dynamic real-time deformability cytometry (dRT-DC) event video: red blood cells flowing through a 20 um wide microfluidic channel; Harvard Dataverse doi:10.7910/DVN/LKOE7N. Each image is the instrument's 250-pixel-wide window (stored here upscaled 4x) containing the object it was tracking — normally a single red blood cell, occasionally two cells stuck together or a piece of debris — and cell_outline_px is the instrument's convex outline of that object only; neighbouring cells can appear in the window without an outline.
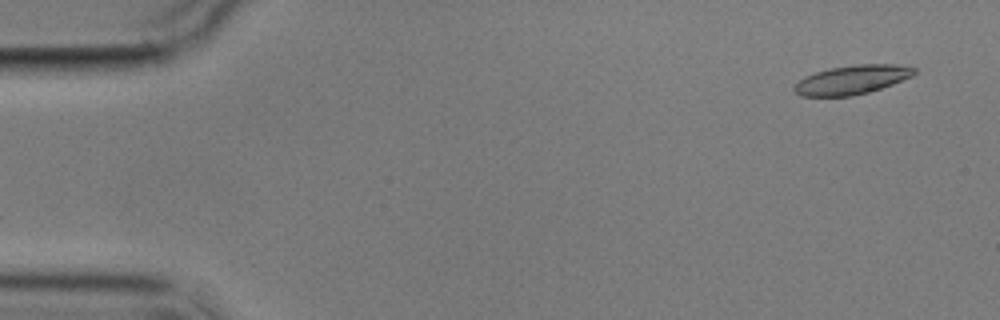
{"species": "common noctule bat (a hibernating species)", "species_latin": "Nyctalus noctula", "temperature_condition": "cold", "stored_images_in_passage": 2, "camera_frame_rate_fps": 3000, "um_per_image_px": 0.085, "animal": {"sex": "male", "body_mass_g": 17.9}, "frame": {"image": 1, "passage_image": 2, "time_ms": 1.0, "image_size_px": [1000, 320], "cell_outline_px": [[916, 72], [912, 76], [892, 84], [868, 92], [852, 96], [800, 96], [792, 88], [804, 76], [828, 68], [856, 64], [896, 64], [916, 68]], "centroid_in_image_um": [72.41, 6.77], "position_along_channel_um": 12.6, "area_um2": 20.23}}